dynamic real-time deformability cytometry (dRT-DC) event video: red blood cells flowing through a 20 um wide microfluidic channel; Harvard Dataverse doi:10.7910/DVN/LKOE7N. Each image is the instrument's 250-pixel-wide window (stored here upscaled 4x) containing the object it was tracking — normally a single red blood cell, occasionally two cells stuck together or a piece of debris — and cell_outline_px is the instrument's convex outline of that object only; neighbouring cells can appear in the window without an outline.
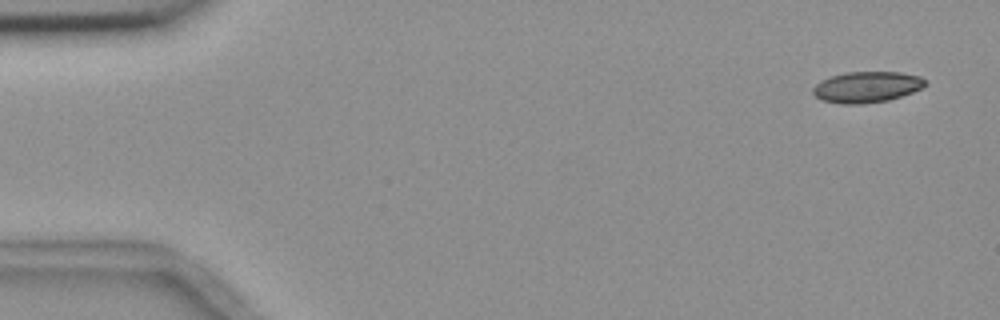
{"species": "common noctule bat (a hibernating species)", "species_latin": "Nyctalus noctula", "temperature_condition": "room temperature", "stored_images_in_passage": 5, "camera_frame_rate_fps": 3000, "um_per_image_px": 0.085, "animal": {"sex": "female", "body_mass_g": 18.4}, "frame": {"image": 1, "passage_image": 1, "time_ms": 0.0, "image_size_px": [1000, 320], "cell_outline_px": [[928, 84], [924, 88], [888, 100], [860, 104], [840, 104], [820, 100], [812, 92], [812, 88], [820, 80], [828, 76], [848, 72], [900, 72], [920, 76], [928, 80]], "centroid_in_image_um": [73.68, 7.39], "position_along_channel_um": 11.3, "area_um2": 20.58}}
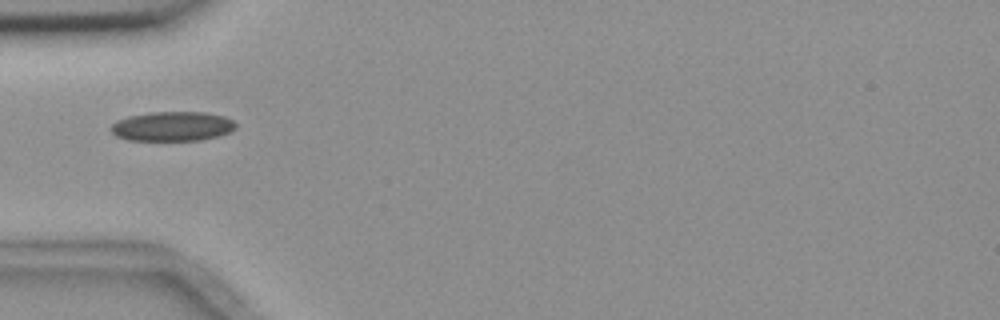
{"frame": {"image": 2, "passage_image": 5, "time_ms": 5.0, "image_size_px": [1000, 320], "cell_outline_px": [[236, 128], [220, 136], [200, 140], [128, 140], [116, 136], [108, 128], [116, 120], [128, 116], [148, 112], [208, 112], [224, 116], [232, 120], [236, 124]], "centroid_in_image_um": [14.63, 10.73], "position_along_channel_um": 70.4, "area_um2": 21.68}}